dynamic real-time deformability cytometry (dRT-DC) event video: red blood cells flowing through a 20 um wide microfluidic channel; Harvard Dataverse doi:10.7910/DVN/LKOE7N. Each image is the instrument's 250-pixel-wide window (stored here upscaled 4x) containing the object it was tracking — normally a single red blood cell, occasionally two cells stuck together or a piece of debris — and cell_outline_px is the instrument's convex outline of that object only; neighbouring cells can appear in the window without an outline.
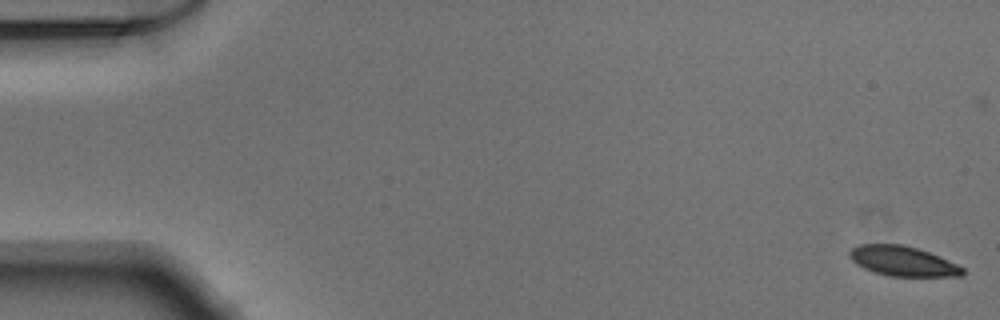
{"species": "Egyptian fruit bat (a non-hibernating species)", "species_latin": "Rousettus aegyptiacus", "temperature_condition": "warm", "stored_images_in_passage": 53, "camera_frame_rate_fps": 3000, "um_per_image_px": 0.085, "animal": {"sex": "male"}, "frame": {"image": 1, "passage_image": 1, "time_ms": 0.0, "image_size_px": [1000, 320], "cell_outline_px": [[964, 276], [888, 276], [864, 268], [856, 264], [848, 256], [848, 252], [852, 248], [860, 244], [904, 244], [928, 252], [956, 264], [964, 268]], "centroid_in_image_um": [76.71, 22.19], "position_along_channel_um": 8.3, "area_um2": 19.54}}
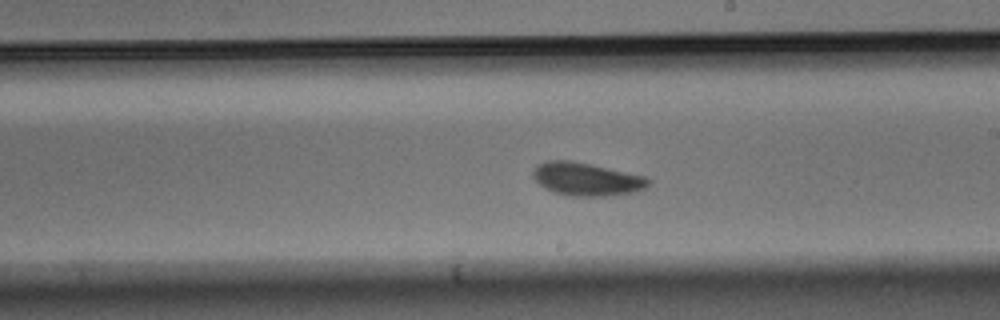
{"frame": {"image": 2, "passage_image": 30, "time_ms": 9.667, "image_size_px": [1000, 320], "cell_outline_px": [[652, 180], [644, 188], [636, 192], [608, 196], [572, 196], [556, 192], [544, 188], [532, 176], [532, 172], [540, 164], [548, 160], [572, 160], [592, 164], [648, 176]], "centroid_in_image_um": [49.92, 15.22], "position_along_channel_um": 239.1, "area_um2": 22.37}}
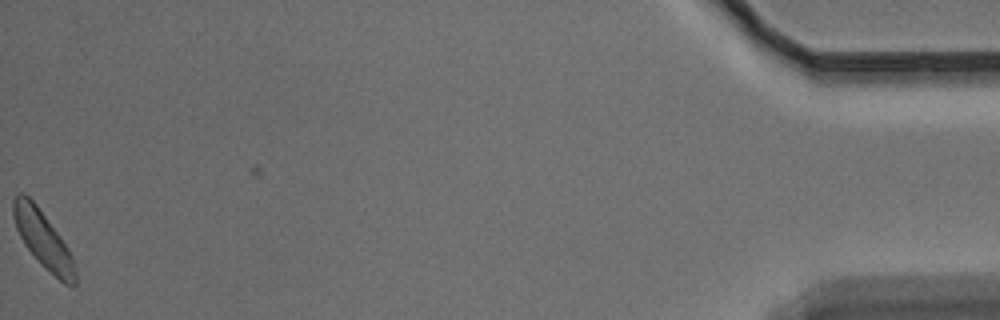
{"frame": {"image": 3, "passage_image": 52, "time_ms": 17.0, "image_size_px": [1000, 320], "cell_outline_px": [[76, 284], [72, 288], [64, 284], [24, 244], [16, 228], [12, 216], [12, 200], [16, 192], [24, 192], [36, 204], [60, 236], [68, 248], [72, 256], [76, 268]], "centroid_in_image_um": [3.65, 20.3], "position_along_channel_um": 431.5, "area_um2": 20.23}}